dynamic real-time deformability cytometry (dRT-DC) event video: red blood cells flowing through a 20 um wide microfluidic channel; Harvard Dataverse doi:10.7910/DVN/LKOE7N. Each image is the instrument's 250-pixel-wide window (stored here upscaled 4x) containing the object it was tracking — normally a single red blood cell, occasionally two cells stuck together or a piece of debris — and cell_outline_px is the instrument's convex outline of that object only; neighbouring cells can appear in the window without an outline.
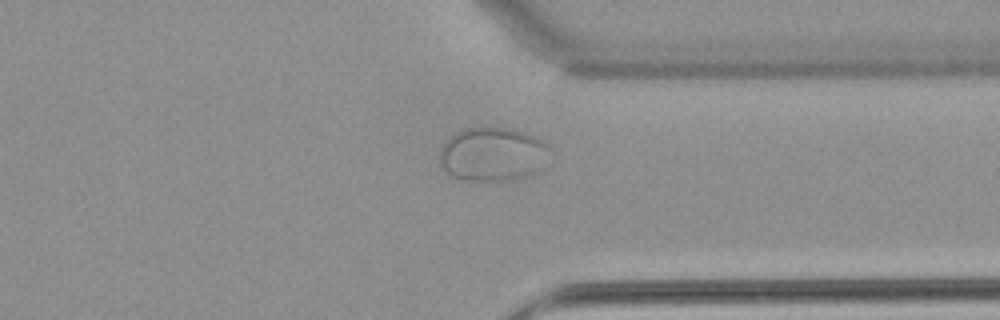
{"species": "common noctule bat (a hibernating species)", "species_latin": "Nyctalus noctula", "temperature_condition": "warm", "stored_images_in_passage": 46, "camera_frame_rate_fps": 3000, "um_per_image_px": 0.085, "animal": {"sex": "female", "body_mass_g": 22.7, "forearm_length_mm": 54.2}, "frame": {"image": 1, "passage_image": 34, "time_ms": 11.0, "image_size_px": [1000, 320], "cell_outline_px": [[548, 148], [540, 168], [536, 172], [524, 176], [508, 180], [464, 180], [452, 176], [440, 168], [440, 148], [456, 132], [464, 128], [512, 128], [536, 136], [544, 140]], "centroid_in_image_um": [41.83, 13.1], "position_along_channel_um": 369.6, "area_um2": 34.16}}